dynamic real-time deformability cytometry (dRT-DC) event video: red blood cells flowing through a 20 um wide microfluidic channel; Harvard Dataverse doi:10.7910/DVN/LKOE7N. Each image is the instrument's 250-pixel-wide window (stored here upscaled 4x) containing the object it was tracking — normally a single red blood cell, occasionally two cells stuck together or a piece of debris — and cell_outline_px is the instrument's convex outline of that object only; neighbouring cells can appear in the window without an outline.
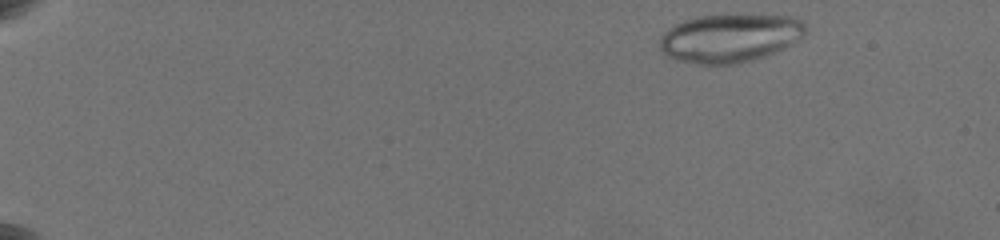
{"species": "common noctule bat (a hibernating species)", "species_latin": "Nyctalus noctula", "temperature_condition": "warm", "stored_images_in_passage": 47, "camera_frame_rate_fps": 3000, "um_per_image_px": 0.085, "animal": {"sex": "female", "body_mass_g": 19.5, "forearm_length_mm": 54.1}, "frame": {"image": 1, "passage_image": 2, "time_ms": 0.333, "image_size_px": [1000, 240], "cell_outline_px": [[808, 28], [792, 44], [776, 52], [752, 60], [736, 64], [700, 64], [680, 60], [668, 56], [660, 48], [660, 36], [668, 28], [684, 20], [696, 16], [728, 12], [736, 12], [796, 16]], "centroid_in_image_um": [62.07, 3.17], "position_along_channel_um": 22.9, "area_um2": 42.14}}